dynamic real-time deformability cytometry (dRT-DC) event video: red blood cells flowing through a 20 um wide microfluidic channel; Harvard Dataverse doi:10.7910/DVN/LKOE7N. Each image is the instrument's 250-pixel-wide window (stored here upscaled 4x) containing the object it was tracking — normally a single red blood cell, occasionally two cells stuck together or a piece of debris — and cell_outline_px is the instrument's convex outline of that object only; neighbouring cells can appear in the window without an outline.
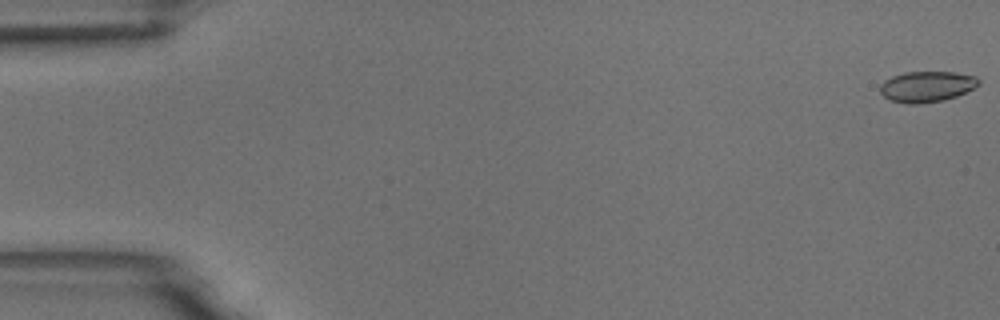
{"species": "common noctule bat (a hibernating species)", "species_latin": "Nyctalus noctula", "temperature_condition": "room temperature", "stored_images_in_passage": 10, "camera_frame_rate_fps": 3000, "um_per_image_px": 0.085, "animal": {"sex": "male", "body_mass_g": 18.8}, "frame": {"image": 1, "passage_image": 1, "time_ms": 0.0, "image_size_px": [1000, 320], "cell_outline_px": [[980, 84], [956, 96], [944, 100], [916, 104], [908, 104], [892, 100], [884, 96], [880, 92], [880, 84], [884, 80], [892, 76], [904, 72], [956, 72], [976, 76], [980, 80]], "centroid_in_image_um": [78.77, 7.35], "position_along_channel_um": 6.2, "area_um2": 17.63}}
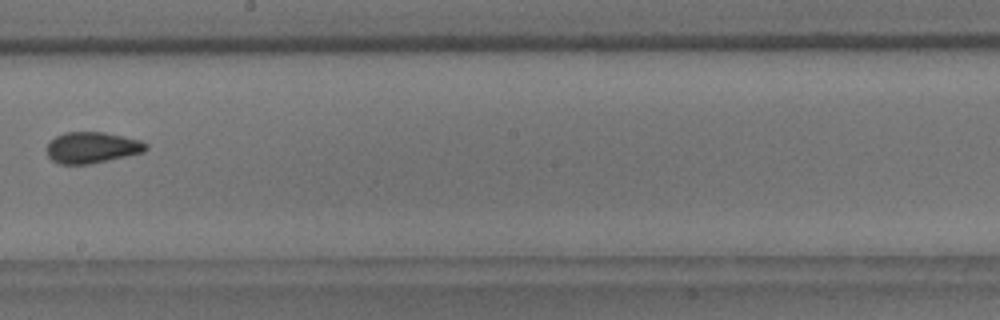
{"frame": {"image": 2, "passage_image": 9, "time_ms": 2.667, "image_size_px": [1000, 320], "cell_outline_px": [[148, 148], [144, 152], [88, 164], [60, 164], [52, 160], [48, 156], [44, 148], [56, 136], [64, 132], [104, 132], [140, 140], [148, 144]], "centroid_in_image_um": [7.79, 12.54], "position_along_channel_um": 240.4, "area_um2": 17.98}}
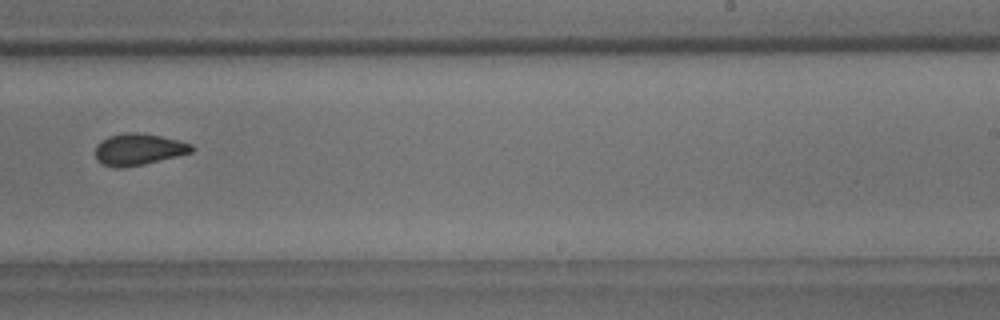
{"frame": {"image": 3, "passage_image": 10, "time_ms": 3.0, "image_size_px": [1000, 320], "cell_outline_px": [[196, 148], [192, 152], [144, 164], [124, 168], [112, 168], [96, 160], [96, 144], [100, 140], [108, 136], [124, 132], [136, 132], [160, 136], [192, 144]], "centroid_in_image_um": [11.74, 12.7], "position_along_channel_um": 277.3, "area_um2": 17.8}}